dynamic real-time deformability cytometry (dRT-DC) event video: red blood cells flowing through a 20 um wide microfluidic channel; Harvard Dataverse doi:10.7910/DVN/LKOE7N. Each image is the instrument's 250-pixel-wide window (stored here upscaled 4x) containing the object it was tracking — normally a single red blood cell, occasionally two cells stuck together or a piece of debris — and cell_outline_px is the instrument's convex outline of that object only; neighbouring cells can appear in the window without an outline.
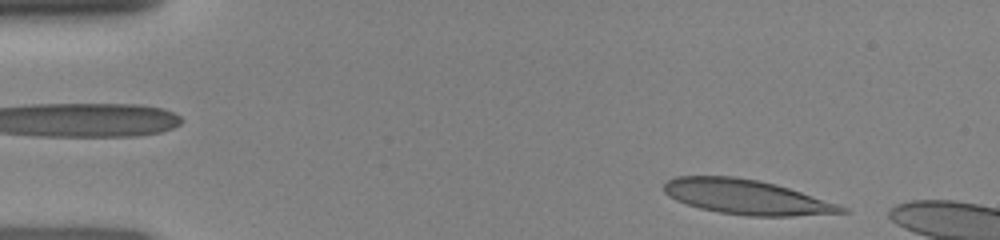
{"species": "human", "species_latin": "Homo sapiens", "temperature_condition": "room temperature", "stored_images_in_passage": 6, "camera_frame_rate_fps": 3000, "um_per_image_px": 0.085, "donor": {"sex": "female"}, "frame": {"image": 1, "passage_image": 1, "time_ms": 0.0, "image_size_px": [1000, 240], "cell_outline_px": [[852, 212], [792, 216], [748, 216], [720, 212], [700, 208], [676, 200], [668, 196], [664, 192], [664, 184], [668, 180], [676, 176], [736, 176], [760, 180], [776, 184], [848, 208]], "centroid_in_image_um": [63.43, 16.74], "position_along_channel_um": 21.6, "area_um2": 35.72}}